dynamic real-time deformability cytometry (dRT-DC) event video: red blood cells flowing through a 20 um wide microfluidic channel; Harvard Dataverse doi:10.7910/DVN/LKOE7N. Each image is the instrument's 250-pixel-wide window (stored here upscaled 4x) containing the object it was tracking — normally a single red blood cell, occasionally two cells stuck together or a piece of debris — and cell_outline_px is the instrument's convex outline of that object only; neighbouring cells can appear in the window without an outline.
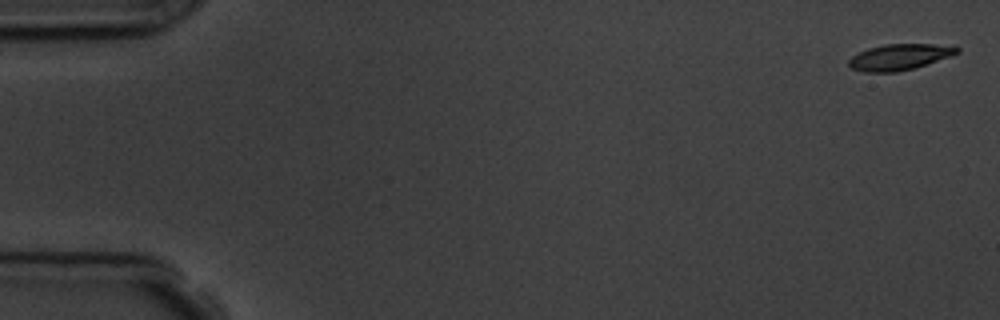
{"species": "common noctule bat (a hibernating species)", "species_latin": "Nyctalus noctula", "temperature_condition": "room temperature", "stored_images_in_passage": 8, "camera_frame_rate_fps": 3000, "um_per_image_px": 0.085, "animal": {"sex": "male", "body_mass_g": 19.5, "forearm_length_mm": 54.6}, "frame": {"image": 1, "passage_image": 1, "time_ms": 0.0, "image_size_px": [1000, 320], "cell_outline_px": [[960, 52], [952, 56], [916, 68], [896, 72], [864, 72], [852, 68], [848, 64], [848, 60], [852, 56], [868, 48], [884, 44], [956, 44], [960, 48]], "centroid_in_image_um": [76.55, 4.83], "position_along_channel_um": 8.5, "area_um2": 16.76}}
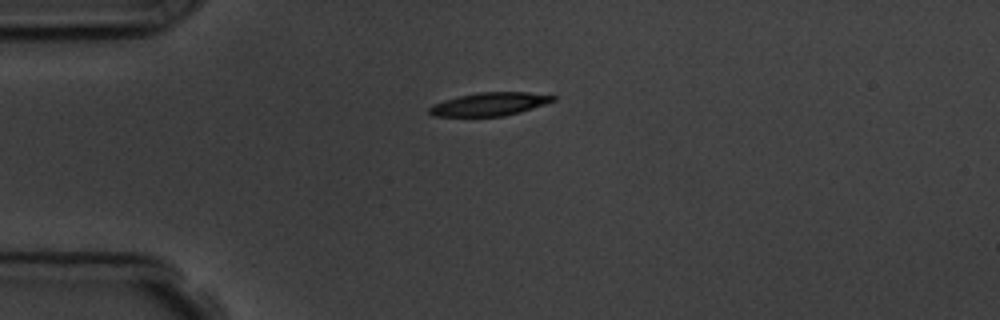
{"frame": {"image": 2, "passage_image": 5, "time_ms": 4.333, "image_size_px": [1000, 320], "cell_outline_px": [[556, 100], [520, 112], [504, 116], [432, 116], [428, 112], [428, 108], [432, 104], [444, 100], [460, 96], [480, 92], [528, 92], [556, 96]], "centroid_in_image_um": [41.59, 8.85], "position_along_channel_um": 43.4, "area_um2": 16.65}}